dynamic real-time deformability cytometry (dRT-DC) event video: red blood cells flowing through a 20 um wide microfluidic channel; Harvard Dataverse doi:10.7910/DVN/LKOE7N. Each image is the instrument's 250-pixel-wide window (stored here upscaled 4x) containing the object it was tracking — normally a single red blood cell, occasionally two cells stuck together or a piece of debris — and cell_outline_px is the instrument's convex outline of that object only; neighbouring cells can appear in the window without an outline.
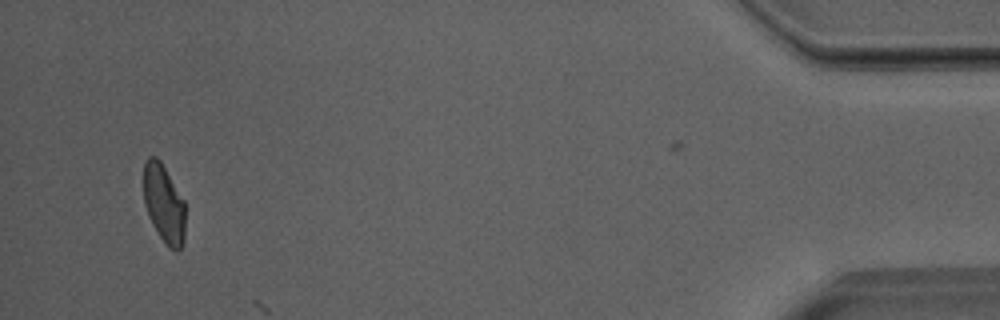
{"species": "Egyptian fruit bat (a non-hibernating species)", "species_latin": "Rousettus aegyptiacus", "temperature_condition": "room temperature", "stored_images_in_passage": 36, "camera_frame_rate_fps": 3000, "um_per_image_px": 0.085, "animal": {"sex": "male"}, "frame": {"image": 1, "passage_image": 33, "time_ms": 10.667, "image_size_px": [1000, 320], "cell_outline_px": [[184, 240], [180, 248], [176, 252], [168, 248], [160, 236], [148, 216], [144, 204], [144, 160], [148, 156], [156, 156], [160, 160], [184, 200]], "centroid_in_image_um": [13.92, 17.3], "position_along_channel_um": 421.3, "area_um2": 19.02}}